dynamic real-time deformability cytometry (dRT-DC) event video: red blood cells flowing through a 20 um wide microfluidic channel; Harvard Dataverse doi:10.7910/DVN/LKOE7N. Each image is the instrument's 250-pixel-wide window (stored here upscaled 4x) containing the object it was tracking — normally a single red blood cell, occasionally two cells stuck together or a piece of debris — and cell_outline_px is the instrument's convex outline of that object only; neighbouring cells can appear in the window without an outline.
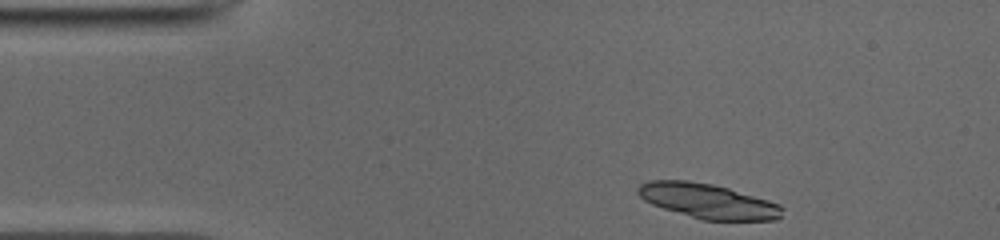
{"species": "common noctule bat (a hibernating species)", "species_latin": "Nyctalus noctula", "temperature_condition": "cold", "stored_images_in_passage": 44, "segment_of_instrument_passage": [1, 2], "camera_frame_rate_fps": 3000, "um_per_image_px": 0.085, "animal": {"sex": "male", "body_mass_g": 19.0, "forearm_length_mm": 50.8}, "frame": {"image": 1, "passage_image": 1, "time_ms": 0.0, "image_size_px": [1000, 240], "cell_outline_px": [[784, 208], [780, 216], [776, 220], [704, 220], [664, 208], [652, 204], [644, 200], [636, 192], [636, 188], [640, 184], [648, 180], [688, 180], [712, 184], [728, 188], [768, 200], [780, 204]], "centroid_in_image_um": [60.16, 17.08], "position_along_channel_um": 24.8, "area_um2": 29.07}}